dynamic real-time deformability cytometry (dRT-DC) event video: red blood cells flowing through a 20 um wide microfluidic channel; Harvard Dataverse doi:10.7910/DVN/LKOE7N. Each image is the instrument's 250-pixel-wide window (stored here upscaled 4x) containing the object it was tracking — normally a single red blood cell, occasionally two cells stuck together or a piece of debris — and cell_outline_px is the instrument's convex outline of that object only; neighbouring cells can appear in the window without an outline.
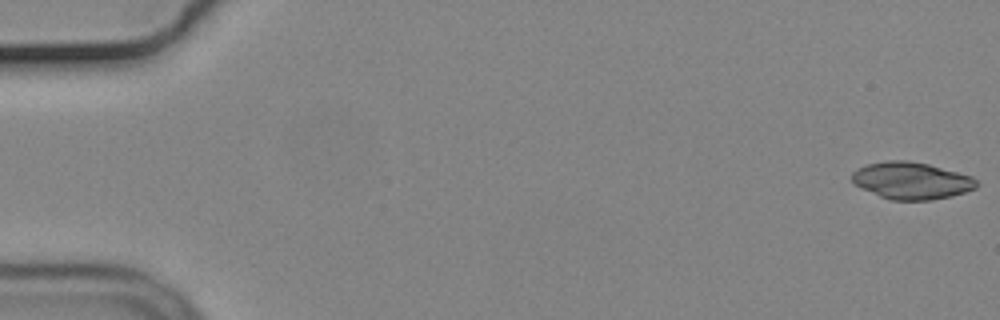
{"species": "common noctule bat (a hibernating species)", "species_latin": "Nyctalus noctula", "temperature_condition": "cold", "stored_images_in_passage": 55, "camera_frame_rate_fps": 3000, "um_per_image_px": 0.085, "animal": {"sex": "male", "body_mass_g": 19.2, "forearm_length_mm": 51.8}, "frame": {"image": 1, "passage_image": 1, "time_ms": 0.0, "image_size_px": [1000, 320], "cell_outline_px": [[980, 184], [976, 188], [952, 196], [932, 200], [892, 200], [880, 196], [860, 188], [852, 180], [852, 172], [868, 164], [888, 160], [908, 160], [928, 164], [972, 176]], "centroid_in_image_um": [77.5, 15.36], "position_along_channel_um": 7.5, "area_um2": 26.82}}
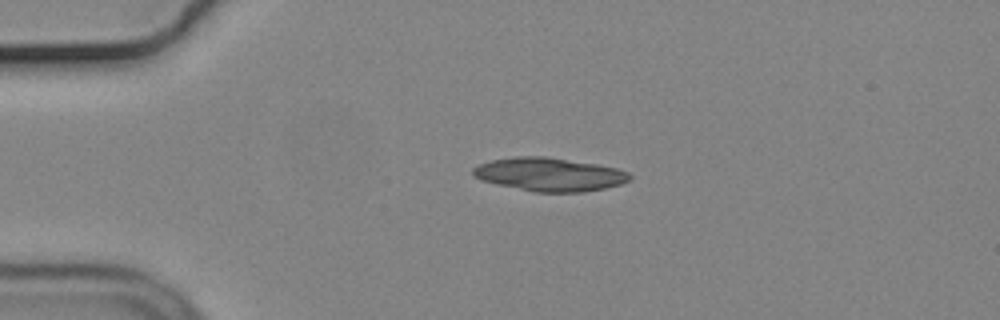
{"frame": {"image": 2, "passage_image": 13, "time_ms": 4.0, "image_size_px": [1000, 320], "cell_outline_px": [[632, 180], [608, 188], [584, 192], [532, 192], [496, 184], [480, 180], [472, 176], [472, 168], [480, 164], [492, 160], [516, 156], [544, 156], [596, 164], [616, 168], [628, 172], [632, 176]], "centroid_in_image_um": [46.7, 14.83], "position_along_channel_um": 38.3, "area_um2": 30.75}, "authors_computed_cell_mechanics": {"area_um2": 27.2816, "velocity_mm_per_s": 3.6825, "shape_relaxation_time_tau1_ms": 0.3952, "shape_relaxation_time_tau2_ms": 5.4406, "deformation_change_tau1": 0.2414, "deformation_change_tau2": 0.139}}